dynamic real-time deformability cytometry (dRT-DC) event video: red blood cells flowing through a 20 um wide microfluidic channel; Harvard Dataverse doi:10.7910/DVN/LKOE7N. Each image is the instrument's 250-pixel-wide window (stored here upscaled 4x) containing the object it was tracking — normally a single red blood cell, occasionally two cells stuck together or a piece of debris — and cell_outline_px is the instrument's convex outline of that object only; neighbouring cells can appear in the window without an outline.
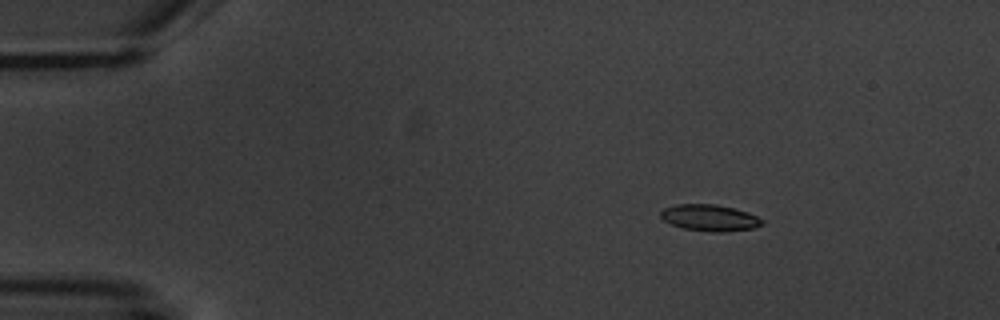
{"species": "common noctule bat (a hibernating species)", "species_latin": "Nyctalus noctula", "temperature_condition": "warm", "stored_images_in_passage": 5, "camera_frame_rate_fps": 3000, "um_per_image_px": 0.085, "animal": {"sex": "male", "body_mass_g": 20.1, "forearm_length_mm": 53.5}, "frame": {"image": 1, "passage_image": 3, "time_ms": 2.333, "image_size_px": [1000, 320], "cell_outline_px": [[764, 224], [756, 228], [724, 232], [712, 232], [684, 228], [672, 224], [664, 220], [660, 216], [660, 212], [664, 208], [676, 204], [716, 204], [748, 212], [764, 220]], "centroid_in_image_um": [60.36, 18.51], "position_along_channel_um": 24.6, "area_um2": 15.66}}
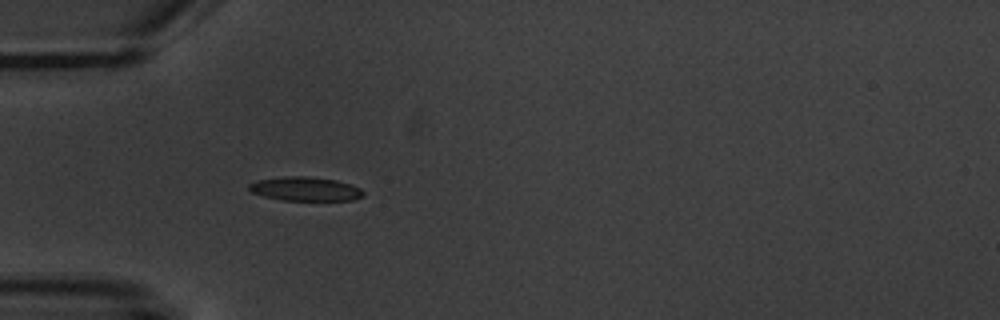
{"frame": {"image": 2, "passage_image": 5, "time_ms": 5.333, "image_size_px": [1000, 320], "cell_outline_px": [[364, 196], [352, 200], [280, 200], [264, 196], [252, 192], [248, 188], [248, 184], [256, 180], [284, 176], [308, 176], [336, 180], [360, 188], [364, 192]], "centroid_in_image_um": [25.92, 16.05], "position_along_channel_um": 59.1, "area_um2": 15.95}}